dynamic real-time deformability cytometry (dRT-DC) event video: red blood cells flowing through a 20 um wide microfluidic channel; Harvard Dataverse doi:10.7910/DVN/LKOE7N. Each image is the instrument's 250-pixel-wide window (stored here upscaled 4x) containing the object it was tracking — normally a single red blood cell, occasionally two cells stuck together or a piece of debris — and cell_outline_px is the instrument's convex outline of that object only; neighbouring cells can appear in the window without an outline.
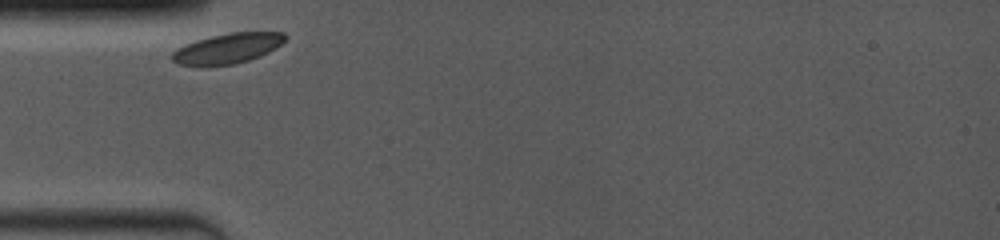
{"species": "common noctule bat (a hibernating species)", "species_latin": "Nyctalus noctula", "temperature_condition": "room temperature", "stored_images_in_passage": 7, "camera_frame_rate_fps": 4000, "um_per_image_px": 0.085, "animal": {"sex": "female", "body_mass_g": 19.0, "forearm_length_mm": 53.3}, "frame": {"image": 1, "passage_image": 1, "time_ms": 0.0, "image_size_px": [1000, 240], "cell_outline_px": [[288, 36], [276, 48], [260, 56], [248, 60], [232, 64], [200, 68], [196, 68], [176, 64], [172, 60], [172, 52], [176, 48], [184, 44], [196, 40], [228, 32], [284, 32]], "centroid_in_image_um": [19.27, 4.14], "position_along_channel_um": 65.7, "area_um2": 20.4}}